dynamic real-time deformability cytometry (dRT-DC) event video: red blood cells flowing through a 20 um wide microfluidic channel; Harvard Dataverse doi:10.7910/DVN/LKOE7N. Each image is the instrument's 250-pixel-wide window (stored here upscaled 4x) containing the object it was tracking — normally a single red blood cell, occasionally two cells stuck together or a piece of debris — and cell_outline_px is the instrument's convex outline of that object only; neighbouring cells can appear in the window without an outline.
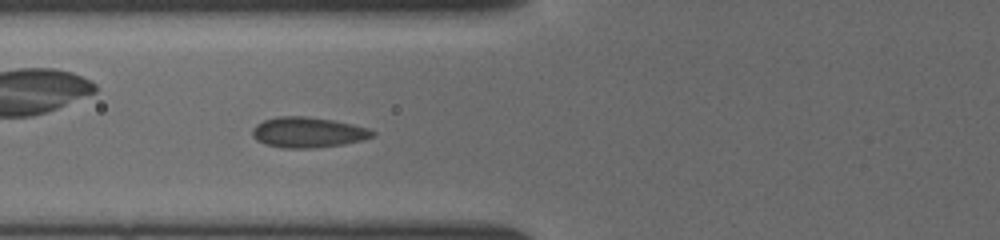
{"species": "common noctule bat (a hibernating species)", "species_latin": "Nyctalus noctula", "temperature_condition": "cold", "stored_images_in_passage": 13, "camera_frame_rate_fps": 3000, "um_per_image_px": 0.085, "animal": {"sex": "female", "body_mass_g": 19.5, "forearm_length_mm": 54.1}, "frame": {"image": 1, "passage_image": 13, "time_ms": 4.333, "image_size_px": [1000, 240], "cell_outline_px": [[376, 132], [372, 136], [360, 140], [344, 144], [316, 148], [280, 148], [264, 144], [256, 140], [252, 136], [252, 128], [256, 124], [264, 120], [276, 116], [304, 116], [332, 120], [352, 124], [368, 128]], "centroid_in_image_um": [26.12, 11.25], "position_along_channel_um": 99.7, "area_um2": 21.39}}